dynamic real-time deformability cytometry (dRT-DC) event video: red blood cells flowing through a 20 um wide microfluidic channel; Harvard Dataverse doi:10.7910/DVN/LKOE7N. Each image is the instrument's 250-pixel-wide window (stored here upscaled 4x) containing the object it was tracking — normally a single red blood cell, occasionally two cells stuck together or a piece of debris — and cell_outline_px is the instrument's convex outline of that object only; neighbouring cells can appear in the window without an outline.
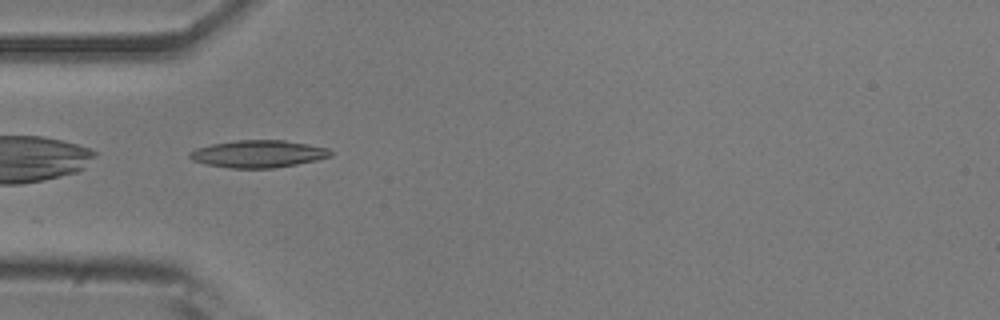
{"species": "common noctule bat (a hibernating species)", "species_latin": "Nyctalus noctula", "temperature_condition": "room temperature", "stored_images_in_passage": 38, "camera_frame_rate_fps": 3000, "um_per_image_px": 0.085, "animal": {"sex": "male", "body_mass_g": 20.5, "forearm_length_mm": 52.5}, "frame": {"image": 1, "passage_image": 1, "time_ms": 0.0, "image_size_px": [1000, 320], "cell_outline_px": [[332, 156], [316, 160], [296, 164], [272, 168], [232, 168], [204, 164], [192, 160], [188, 156], [188, 152], [196, 148], [212, 144], [236, 140], [284, 140], [328, 148], [332, 152]], "centroid_in_image_um": [21.91, 13.08], "position_along_channel_um": 63.1, "area_um2": 22.37}}
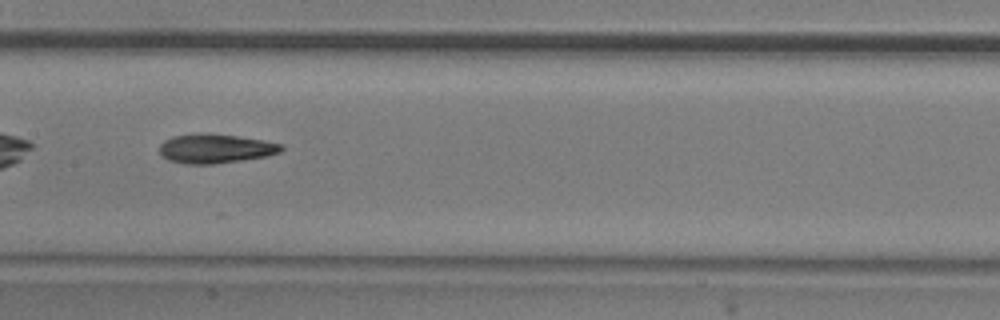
{"frame": {"image": 2, "passage_image": 11, "time_ms": 3.333, "image_size_px": [1000, 320], "cell_outline_px": [[284, 148], [280, 152], [268, 156], [212, 164], [184, 164], [168, 160], [160, 156], [160, 144], [164, 140], [172, 136], [200, 132], [208, 132], [264, 140], [280, 144]], "centroid_in_image_um": [18.26, 12.62], "position_along_channel_um": 189.1, "area_um2": 20.98}}
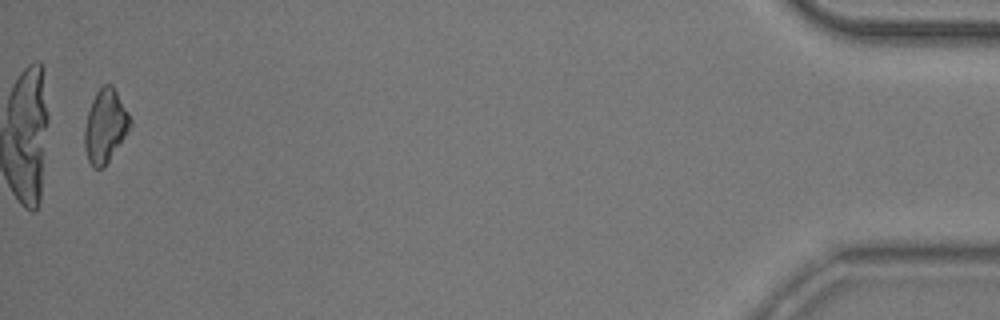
{"frame": {"image": 3, "passage_image": 37, "time_ms": 12.0, "image_size_px": [1000, 320], "cell_outline_px": [[132, 124], [104, 168], [92, 168], [88, 160], [84, 148], [84, 128], [88, 112], [92, 100], [96, 92], [104, 84], [112, 84], [128, 112], [132, 120]], "centroid_in_image_um": [8.93, 10.72], "position_along_channel_um": 426.3, "area_um2": 19.36}, "authors_computed_cell_mechanics": {"area_um2": 19.941, "velocity_mm_per_s": 3.7756, "shape_relaxation_time_tau1_ms": 7.292, "shape_relaxation_time_tau2_ms": 3.9655, "deformation_change_tau1": 0.1561, "deformation_change_tau2": 0.1142}}